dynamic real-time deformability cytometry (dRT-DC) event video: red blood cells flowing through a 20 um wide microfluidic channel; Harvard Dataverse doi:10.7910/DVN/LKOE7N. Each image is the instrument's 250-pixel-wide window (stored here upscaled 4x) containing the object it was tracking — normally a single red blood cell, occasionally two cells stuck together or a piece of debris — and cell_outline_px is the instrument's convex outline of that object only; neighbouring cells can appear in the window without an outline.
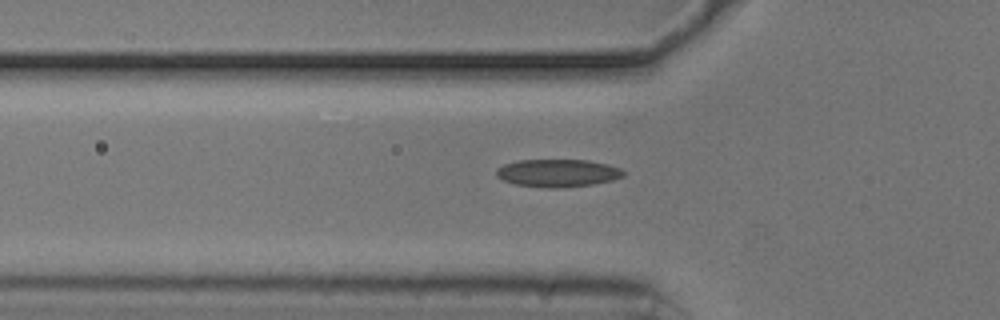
{"species": "common noctule bat (a hibernating species)", "species_latin": "Nyctalus noctula", "temperature_condition": "cold", "stored_images_in_passage": 33, "camera_frame_rate_fps": 3000, "um_per_image_px": 0.085, "animal": {"sex": "male", "body_mass_g": 20.5, "forearm_length_mm": 52.5}, "frame": {"image": 1, "passage_image": 3, "time_ms": 0.667, "image_size_px": [1000, 320], "cell_outline_px": [[624, 176], [612, 180], [592, 184], [560, 188], [548, 188], [516, 184], [504, 180], [496, 176], [496, 168], [504, 164], [520, 160], [588, 160], [608, 164], [620, 168], [624, 172]], "centroid_in_image_um": [47.41, 14.7], "position_along_channel_um": 78.4, "area_um2": 20.46}}
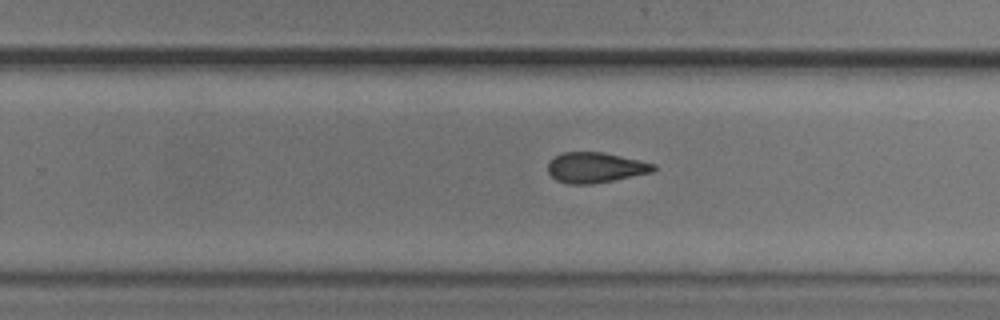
{"frame": {"image": 2, "passage_image": 19, "time_ms": 6.0, "image_size_px": [1000, 320], "cell_outline_px": [[656, 168], [652, 172], [592, 184], [568, 184], [556, 180], [548, 172], [548, 164], [552, 156], [564, 152], [600, 152], [620, 156], [656, 164]], "centroid_in_image_um": [50.56, 14.24], "position_along_channel_um": 279.2, "area_um2": 18.55}}
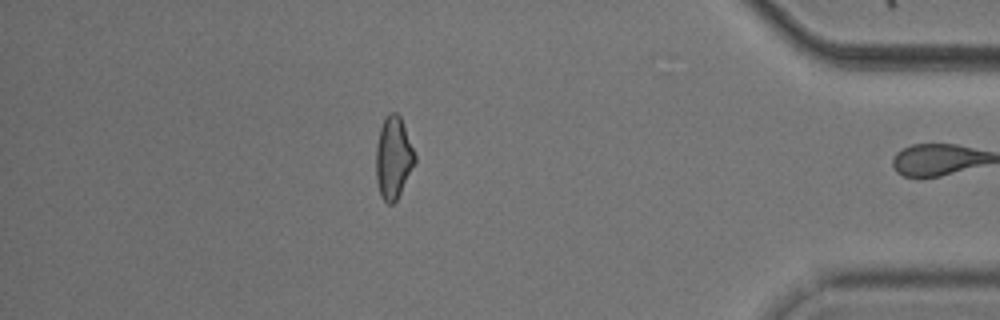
{"frame": {"image": 3, "passage_image": 32, "time_ms": 10.333, "image_size_px": [1000, 320], "cell_outline_px": [[416, 160], [396, 200], [392, 204], [388, 204], [380, 196], [376, 180], [376, 144], [380, 128], [388, 112], [396, 112], [400, 116], [416, 156]], "centroid_in_image_um": [33.41, 13.4], "position_along_channel_um": 401.8, "area_um2": 18.38}, "authors_computed_cell_mechanics": {"area_um2": 19.2474, "velocity_mm_per_s": 3.7488, "shape_relaxation_time_tau1_ms": 7.4186, "shape_relaxation_time_tau2_ms": 3.4286, "deformation_change_tau1": 0.157, "deformation_change_tau2": 0.1009}}